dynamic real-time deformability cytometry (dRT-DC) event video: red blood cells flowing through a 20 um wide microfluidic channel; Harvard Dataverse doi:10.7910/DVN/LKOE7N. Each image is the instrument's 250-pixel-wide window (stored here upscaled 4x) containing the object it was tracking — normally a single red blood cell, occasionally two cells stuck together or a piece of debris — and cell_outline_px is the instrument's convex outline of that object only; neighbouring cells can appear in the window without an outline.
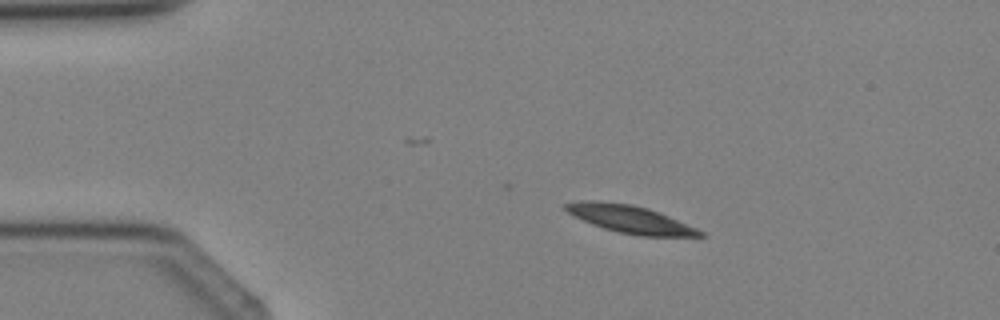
{"species": "Egyptian fruit bat (a non-hibernating species)", "species_latin": "Rousettus aegyptiacus", "temperature_condition": "cold", "stored_images_in_passage": 4, "camera_frame_rate_fps": 3000, "um_per_image_px": 0.085, "animal": {"sex": "female"}, "frame": {"image": 1, "passage_image": 3, "time_ms": 2.333, "image_size_px": [1000, 320], "cell_outline_px": [[708, 236], [640, 236], [616, 232], [592, 224], [568, 212], [564, 208], [564, 204], [580, 200], [596, 200], [632, 204], [648, 208], [668, 216], [696, 228], [704, 232]], "centroid_in_image_um": [53.56, 18.62], "position_along_channel_um": 31.4, "area_um2": 21.5}}